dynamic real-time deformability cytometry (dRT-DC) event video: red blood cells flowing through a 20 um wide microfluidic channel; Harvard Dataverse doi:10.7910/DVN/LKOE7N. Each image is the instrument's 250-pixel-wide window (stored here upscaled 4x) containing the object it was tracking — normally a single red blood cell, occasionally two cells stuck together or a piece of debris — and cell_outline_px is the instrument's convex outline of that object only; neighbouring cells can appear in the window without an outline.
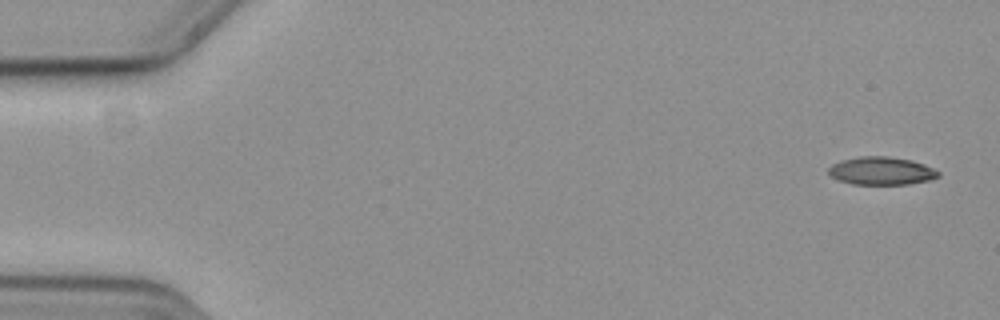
{"species": "common noctule bat (a hibernating species)", "species_latin": "Nyctalus noctula", "temperature_condition": "cold", "stored_images_in_passage": 56, "camera_frame_rate_fps": 3000, "um_per_image_px": 0.085, "animal": {"sex": "female", "body_mass_g": 19.3, "forearm_length_mm": 54.1}, "frame": {"image": 1, "passage_image": 1, "time_ms": 0.0, "image_size_px": [1000, 320], "cell_outline_px": [[940, 176], [928, 180], [908, 184], [852, 184], [840, 180], [832, 176], [828, 172], [828, 168], [832, 164], [840, 160], [860, 156], [888, 156], [912, 160], [924, 164], [940, 172]], "centroid_in_image_um": [74.91, 14.51], "position_along_channel_um": 10.1, "area_um2": 17.86}}
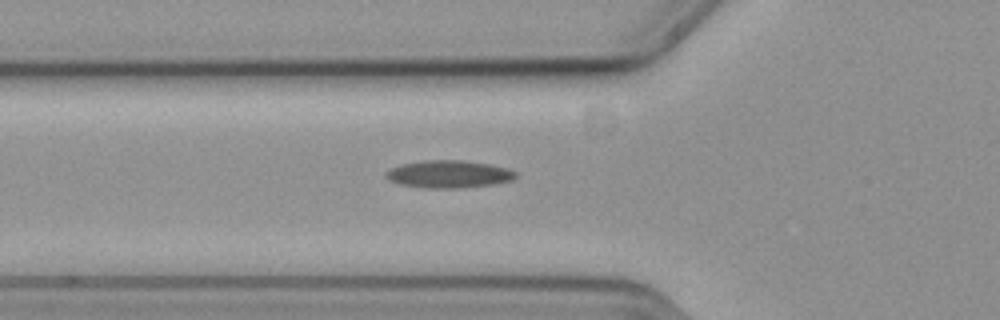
{"frame": {"image": 2, "passage_image": 19, "time_ms": 6.0, "image_size_px": [1000, 320], "cell_outline_px": [[516, 176], [512, 180], [492, 184], [460, 188], [424, 188], [400, 184], [388, 180], [384, 176], [384, 172], [400, 164], [424, 160], [464, 160], [488, 164], [508, 168], [516, 172]], "centroid_in_image_um": [38.1, 14.8], "position_along_channel_um": 87.7, "area_um2": 20.87}}
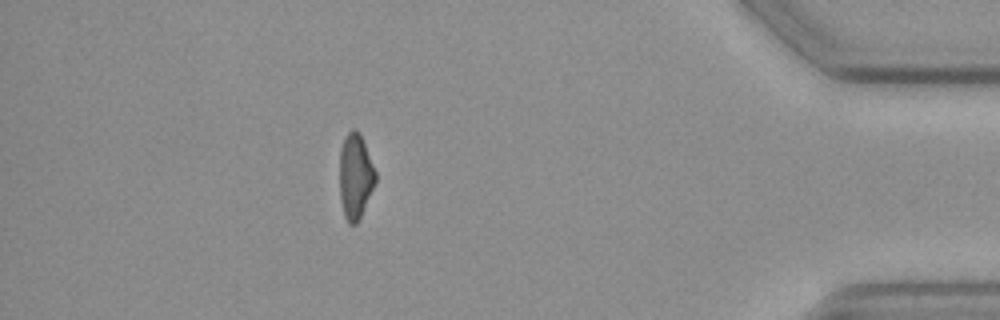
{"frame": {"image": 3, "passage_image": 49, "time_ms": 16.0, "image_size_px": [1000, 320], "cell_outline_px": [[376, 180], [360, 216], [356, 224], [348, 224], [344, 216], [340, 200], [340, 148], [344, 136], [352, 128], [356, 128], [364, 144], [376, 172]], "centroid_in_image_um": [30.18, 14.97], "position_along_channel_um": 405.0, "area_um2": 17.57}}